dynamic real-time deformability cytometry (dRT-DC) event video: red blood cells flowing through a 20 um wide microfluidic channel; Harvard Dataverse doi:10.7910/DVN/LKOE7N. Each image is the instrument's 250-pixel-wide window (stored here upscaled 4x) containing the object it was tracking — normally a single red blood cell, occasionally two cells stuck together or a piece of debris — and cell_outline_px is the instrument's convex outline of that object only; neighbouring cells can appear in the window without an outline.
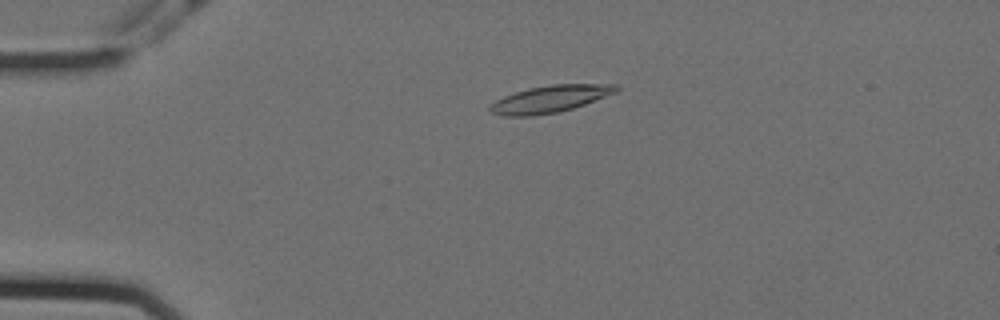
{"species": "Egyptian fruit bat (a non-hibernating species)", "species_latin": "Rousettus aegyptiacus", "temperature_condition": "cold", "stored_images_in_passage": 58, "camera_frame_rate_fps": 3000, "um_per_image_px": 0.085, "animal": {"sex": "female"}, "frame": {"image": 1, "passage_image": 14, "time_ms": 4.333, "image_size_px": [1000, 320], "cell_outline_px": [[620, 92], [572, 108], [556, 112], [532, 116], [504, 116], [492, 112], [488, 108], [488, 104], [504, 96], [528, 88], [552, 84], [616, 84], [620, 88]], "centroid_in_image_um": [46.78, 8.4], "position_along_channel_um": 38.2, "area_um2": 19.94}}
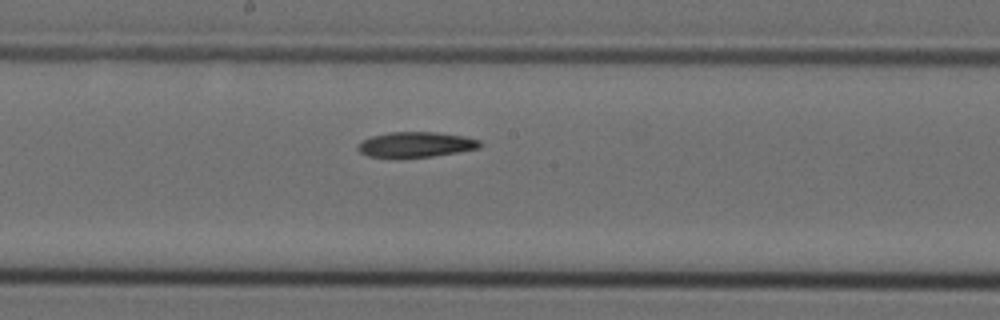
{"frame": {"image": 2, "passage_image": 32, "time_ms": 10.333, "image_size_px": [1000, 320], "cell_outline_px": [[480, 148], [432, 156], [396, 160], [368, 156], [360, 152], [356, 148], [364, 140], [372, 136], [388, 132], [436, 132], [464, 136], [480, 140]], "centroid_in_image_um": [35.3, 12.32], "position_along_channel_um": 212.9, "area_um2": 18.38}}
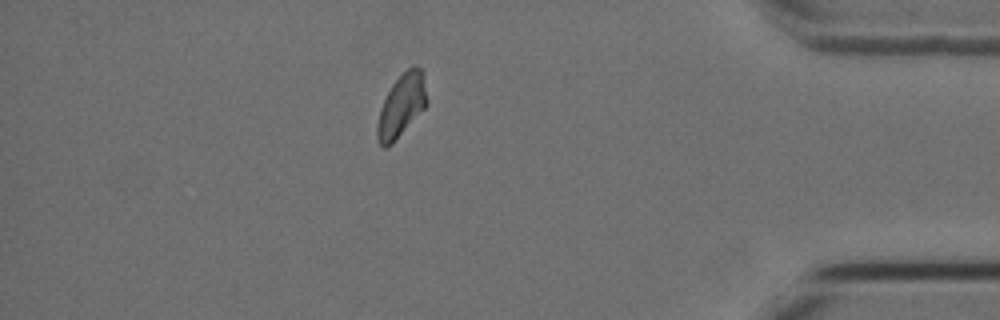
{"frame": {"image": 3, "passage_image": 51, "time_ms": 16.667, "image_size_px": [1000, 320], "cell_outline_px": [[428, 104], [392, 144], [384, 148], [380, 144], [376, 136], [376, 124], [380, 108], [392, 84], [412, 64], [416, 64], [424, 72], [428, 100]], "centroid_in_image_um": [34.15, 8.95], "position_along_channel_um": 401.1, "area_um2": 18.32}, "authors_computed_cell_mechanics": {"area_um2": 18.7561, "velocity_mm_per_s": 3.5408, "shape_relaxation_time_tau1_ms": null, "shape_relaxation_time_tau2_ms": 8.998, "deformation_change_tau1": null, "deformation_change_tau2": 0.1621}}